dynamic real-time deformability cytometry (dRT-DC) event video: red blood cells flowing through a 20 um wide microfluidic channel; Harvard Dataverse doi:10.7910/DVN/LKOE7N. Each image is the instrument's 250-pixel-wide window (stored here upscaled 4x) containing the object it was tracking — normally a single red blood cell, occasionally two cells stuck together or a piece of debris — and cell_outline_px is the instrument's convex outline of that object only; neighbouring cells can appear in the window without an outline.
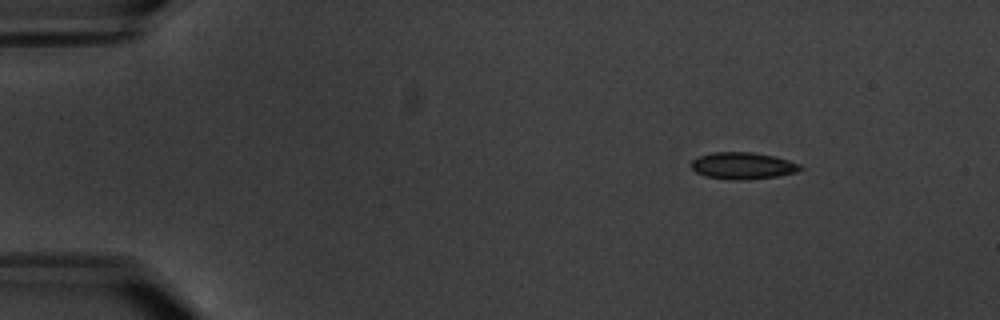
{"species": "common noctule bat (a hibernating species)", "species_latin": "Nyctalus noctula", "temperature_condition": "warm", "stored_images_in_passage": 7, "camera_frame_rate_fps": 3000, "um_per_image_px": 0.085, "animal": {"sex": "male", "body_mass_g": 20.1, "forearm_length_mm": 53.5}, "frame": {"image": 1, "passage_image": 2, "time_ms": 1.333, "image_size_px": [1000, 320], "cell_outline_px": [[804, 168], [796, 172], [776, 176], [740, 180], [728, 180], [704, 176], [696, 172], [692, 168], [692, 160], [700, 156], [712, 152], [752, 152], [776, 156], [800, 164]], "centroid_in_image_um": [63.14, 14.08], "position_along_channel_um": 21.9, "area_um2": 17.05}}